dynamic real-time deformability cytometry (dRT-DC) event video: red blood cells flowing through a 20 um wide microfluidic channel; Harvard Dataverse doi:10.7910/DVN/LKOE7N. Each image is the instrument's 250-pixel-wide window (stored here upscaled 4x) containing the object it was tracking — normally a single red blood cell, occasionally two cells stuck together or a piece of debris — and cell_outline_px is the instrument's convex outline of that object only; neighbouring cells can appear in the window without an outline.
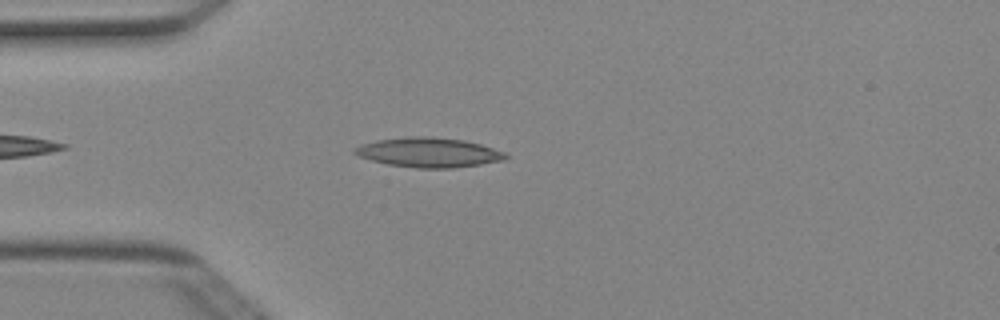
{"species": "Egyptian fruit bat (a non-hibernating species)", "species_latin": "Rousettus aegyptiacus", "temperature_condition": "cold", "stored_images_in_passage": 39, "camera_frame_rate_fps": 3000, "um_per_image_px": 0.085, "animal": {"sex": "female"}, "frame": {"image": 1, "passage_image": 5, "time_ms": 1.333, "image_size_px": [1000, 320], "cell_outline_px": [[508, 156], [504, 160], [480, 164], [452, 168], [416, 168], [388, 164], [372, 160], [360, 156], [352, 152], [352, 148], [360, 144], [376, 140], [412, 136], [424, 136], [464, 140], [480, 144], [504, 152]], "centroid_in_image_um": [36.4, 12.95], "position_along_channel_um": 48.6, "area_um2": 25.89}}
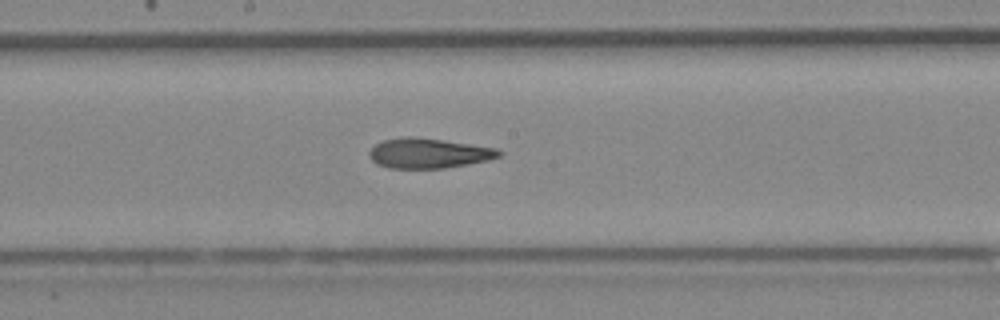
{"frame": {"image": 2, "passage_image": 18, "time_ms": 5.667, "image_size_px": [1000, 320], "cell_outline_px": [[504, 152], [500, 156], [488, 160], [468, 164], [444, 168], [388, 168], [376, 164], [368, 156], [368, 152], [376, 144], [384, 140], [404, 136], [412, 136], [496, 148]], "centroid_in_image_um": [36.4, 13.03], "position_along_channel_um": 211.8, "area_um2": 22.54}}
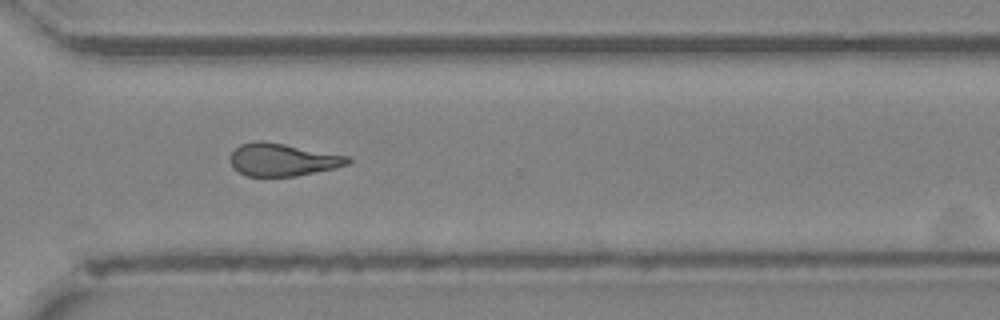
{"frame": {"image": 3, "passage_image": 28, "time_ms": 9.0, "image_size_px": [1000, 320], "cell_outline_px": [[352, 160], [348, 164], [336, 168], [296, 176], [248, 176], [232, 168], [228, 156], [240, 144], [256, 140], [260, 140], [284, 144], [348, 156]], "centroid_in_image_um": [23.98, 13.57], "position_along_channel_um": 346.6, "area_um2": 22.37}, "authors_computed_cell_mechanics": {"area_um2": 22.9466, "velocity_mm_per_s": 4.038, "shape_relaxation_time_tau1_ms": null, "shape_relaxation_time_tau2_ms": 3.9605, "deformation_change_tau1": null, "deformation_change_tau2": 0.141}}